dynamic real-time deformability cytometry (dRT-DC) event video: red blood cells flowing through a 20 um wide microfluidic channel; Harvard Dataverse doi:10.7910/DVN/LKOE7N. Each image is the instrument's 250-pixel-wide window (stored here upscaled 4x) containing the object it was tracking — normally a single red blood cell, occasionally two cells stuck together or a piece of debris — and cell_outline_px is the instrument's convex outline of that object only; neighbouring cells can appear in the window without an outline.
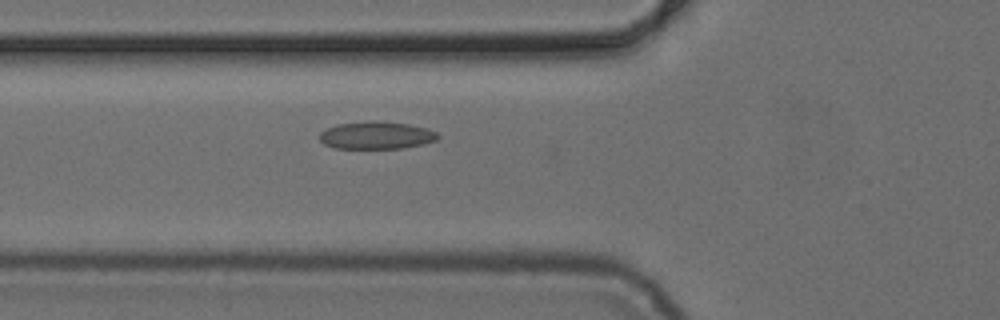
{"species": "common noctule bat (a hibernating species)", "species_latin": "Nyctalus noctula", "temperature_condition": "cold", "stored_images_in_passage": 5, "camera_frame_rate_fps": 3000, "um_per_image_px": 0.085, "animal": {"sex": "female", "body_mass_g": 24.6, "forearm_length_mm": 56.2}, "frame": {"image": 1, "passage_image": 5, "time_ms": 4.333, "image_size_px": [1000, 320], "cell_outline_px": [[440, 136], [436, 140], [424, 144], [404, 148], [336, 148], [324, 144], [320, 140], [320, 132], [336, 124], [372, 120], [376, 120], [408, 124], [424, 128], [436, 132]], "centroid_in_image_um": [31.99, 11.5], "position_along_channel_um": 93.8, "area_um2": 18.96}}